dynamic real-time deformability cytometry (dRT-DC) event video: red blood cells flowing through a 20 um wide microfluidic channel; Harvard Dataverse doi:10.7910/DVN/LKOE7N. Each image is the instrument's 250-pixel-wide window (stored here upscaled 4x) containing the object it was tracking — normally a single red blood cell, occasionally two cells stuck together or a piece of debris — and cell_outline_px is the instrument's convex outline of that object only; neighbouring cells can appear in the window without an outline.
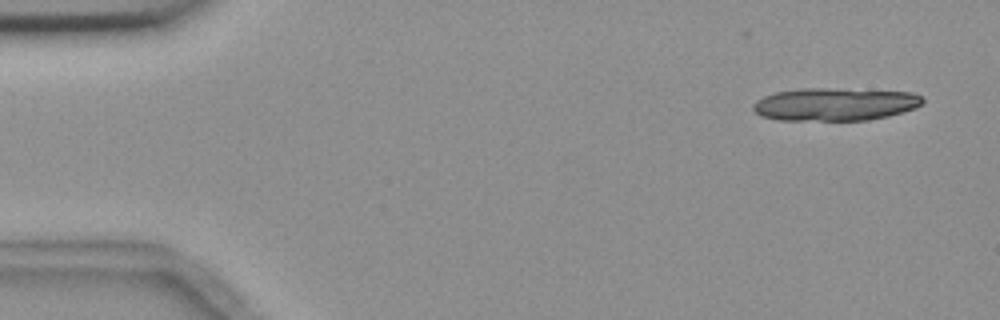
{"species": "common noctule bat (a hibernating species)", "species_latin": "Nyctalus noctula", "temperature_condition": "room temperature", "stored_images_in_passage": 5, "camera_frame_rate_fps": 3000, "um_per_image_px": 0.085, "animal": {"sex": "female", "body_mass_g": 18.4}, "frame": {"image": 1, "passage_image": 1, "time_ms": 0.0, "image_size_px": [1000, 320], "cell_outline_px": [[924, 104], [916, 108], [888, 116], [868, 120], [776, 120], [760, 116], [752, 108], [752, 104], [756, 100], [764, 96], [776, 92], [800, 88], [828, 88], [912, 92], [924, 96]], "centroid_in_image_um": [70.98, 8.86], "position_along_channel_um": 14.0, "area_um2": 32.77}}